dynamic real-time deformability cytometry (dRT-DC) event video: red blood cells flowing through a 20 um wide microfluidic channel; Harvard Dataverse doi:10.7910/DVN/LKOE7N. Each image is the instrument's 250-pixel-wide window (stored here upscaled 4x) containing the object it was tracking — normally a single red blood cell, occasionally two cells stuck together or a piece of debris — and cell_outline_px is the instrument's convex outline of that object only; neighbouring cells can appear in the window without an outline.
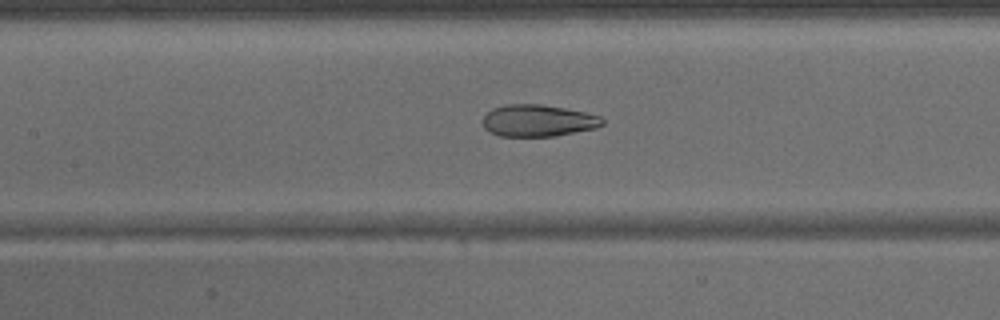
{"species": "common noctule bat (a hibernating species)", "species_latin": "Nyctalus noctula", "temperature_condition": "warm", "stored_images_in_passage": 36, "camera_frame_rate_fps": 3000, "um_per_image_px": 0.085, "animal": {"sex": "male", "body_mass_g": 15.6}, "frame": {"image": 1, "passage_image": 12, "time_ms": 3.667, "image_size_px": [1000, 320], "cell_outline_px": [[604, 124], [596, 128], [556, 136], [500, 136], [488, 132], [484, 128], [480, 120], [484, 112], [492, 108], [508, 104], [540, 104], [564, 108], [584, 112], [600, 116], [604, 120]], "centroid_in_image_um": [45.66, 10.25], "position_along_channel_um": 161.7, "area_um2": 22.54}}
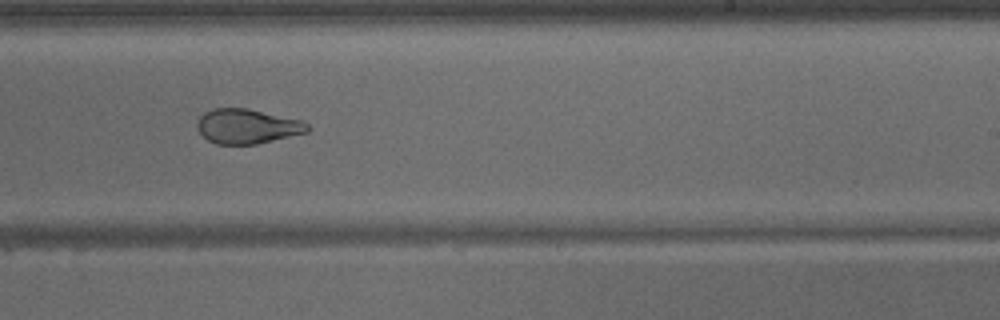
{"frame": {"image": 2, "passage_image": 19, "time_ms": 6.0, "image_size_px": [1000, 320], "cell_outline_px": [[308, 132], [256, 144], [216, 144], [208, 140], [196, 128], [196, 124], [200, 116], [204, 112], [212, 108], [248, 108], [300, 120], [308, 124]], "centroid_in_image_um": [20.97, 10.73], "position_along_channel_um": 268.0, "area_um2": 22.2}}
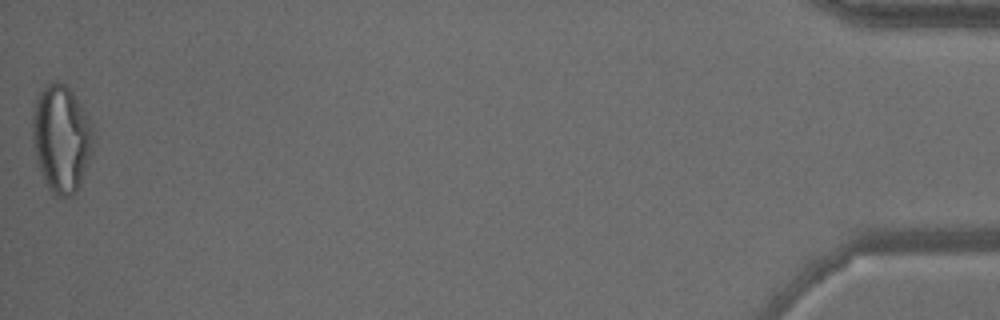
{"frame": {"image": 3, "passage_image": 36, "time_ms": 11.667, "image_size_px": [1000, 320], "cell_outline_px": [[96, 136], [92, 152], [80, 184], [76, 192], [72, 196], [52, 196], [40, 172], [32, 140], [32, 112], [36, 100], [44, 84], [52, 80], [60, 80], [72, 92], [80, 104]], "centroid_in_image_um": [5.2, 11.78], "position_along_channel_um": 430.0, "area_um2": 38.32}}